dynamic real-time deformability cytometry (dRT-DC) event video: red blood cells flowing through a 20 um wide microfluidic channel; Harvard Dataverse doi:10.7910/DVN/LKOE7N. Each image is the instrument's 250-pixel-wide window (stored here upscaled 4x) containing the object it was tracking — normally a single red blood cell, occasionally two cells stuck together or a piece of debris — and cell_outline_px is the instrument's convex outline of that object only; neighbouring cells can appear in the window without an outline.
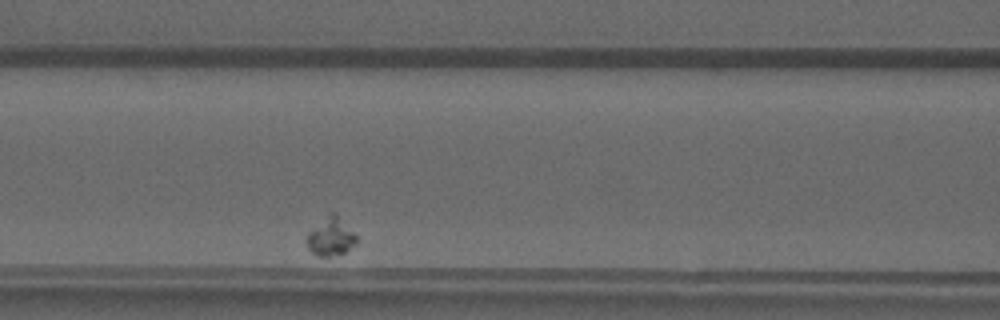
{"species": "common noctule bat (a hibernating species)", "species_latin": "Nyctalus noctula", "temperature_condition": "warm", "stored_images_in_passage": 39, "camera_frame_rate_fps": 3000, "um_per_image_px": 0.085, "animal": {"sex": "male", "forearm_length_mm": 52.5}, "frame": {"image": 1, "passage_image": 15, "time_ms": 4.667, "image_size_px": [1000, 320], "cell_outline_px": [[356, 244], [344, 252], [328, 256], [316, 256], [308, 248], [304, 240], [308, 232], [328, 212], [336, 212], [356, 236]], "centroid_in_image_um": [28.06, 20.09], "position_along_channel_um": 138.5, "area_um2": 11.16}}
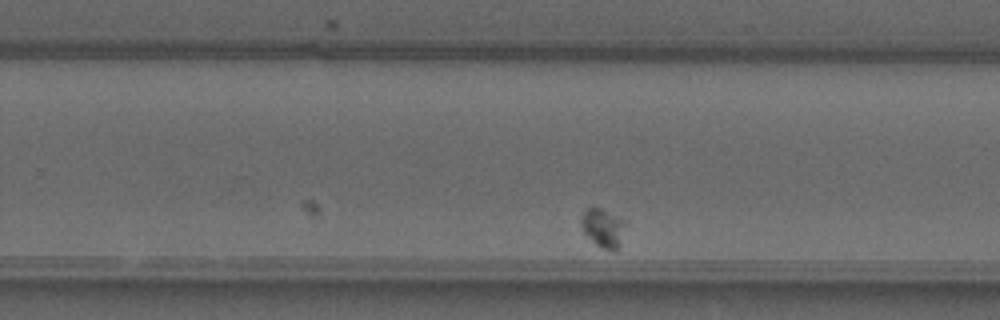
{"frame": {"image": 2, "passage_image": 29, "time_ms": 9.333, "image_size_px": [1000, 320], "cell_outline_px": [[628, 224], [620, 248], [616, 252], [612, 252], [596, 244], [584, 232], [580, 224], [580, 216], [588, 208], [600, 208], [628, 220]], "centroid_in_image_um": [51.35, 19.39], "position_along_channel_um": 278.4, "area_um2": 10.46}}
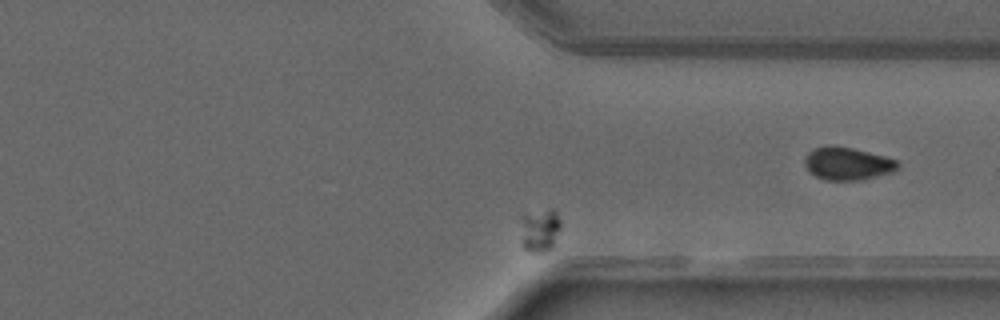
{"frame": {"image": 3, "passage_image": 37, "time_ms": 12.0, "image_size_px": [1000, 320], "cell_outline_px": [[560, 228], [552, 248], [544, 252], [528, 252], [524, 248], [520, 220], [520, 216], [548, 208], [556, 208], [560, 220]], "centroid_in_image_um": [45.91, 19.53], "position_along_channel_um": 365.5, "area_um2": 10.23}}